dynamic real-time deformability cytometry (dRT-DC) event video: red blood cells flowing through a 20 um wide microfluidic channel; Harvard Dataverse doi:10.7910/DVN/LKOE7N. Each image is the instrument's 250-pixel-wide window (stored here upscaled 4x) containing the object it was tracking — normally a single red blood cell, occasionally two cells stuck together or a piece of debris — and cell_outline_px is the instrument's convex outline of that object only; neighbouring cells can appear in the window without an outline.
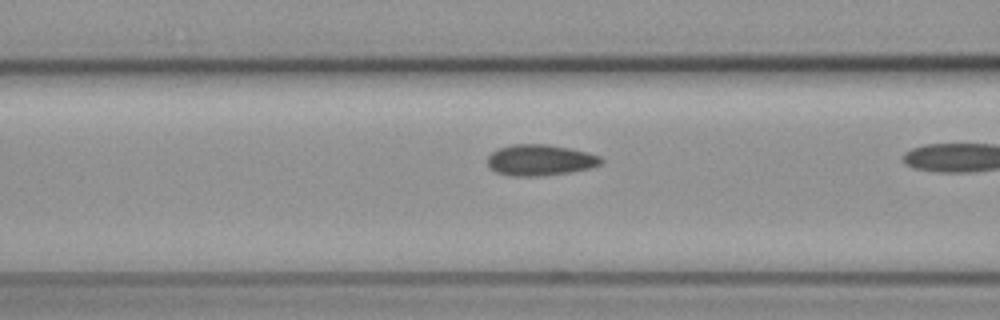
{"species": "common noctule bat (a hibernating species)", "species_latin": "Nyctalus noctula", "temperature_condition": "cold", "stored_images_in_passage": 10, "camera_frame_rate_fps": 3000, "um_per_image_px": 0.085, "animal": {"sex": "female", "body_mass_g": 19.3, "forearm_length_mm": 54.1}, "frame": {"image": 1, "passage_image": 9, "time_ms": 2.667, "image_size_px": [1000, 320], "cell_outline_px": [[604, 160], [600, 164], [592, 168], [572, 172], [540, 176], [512, 176], [496, 172], [488, 168], [488, 156], [492, 152], [500, 148], [512, 144], [548, 144], [588, 152], [600, 156]], "centroid_in_image_um": [45.92, 13.61], "position_along_channel_um": 120.7, "area_um2": 20.69}}